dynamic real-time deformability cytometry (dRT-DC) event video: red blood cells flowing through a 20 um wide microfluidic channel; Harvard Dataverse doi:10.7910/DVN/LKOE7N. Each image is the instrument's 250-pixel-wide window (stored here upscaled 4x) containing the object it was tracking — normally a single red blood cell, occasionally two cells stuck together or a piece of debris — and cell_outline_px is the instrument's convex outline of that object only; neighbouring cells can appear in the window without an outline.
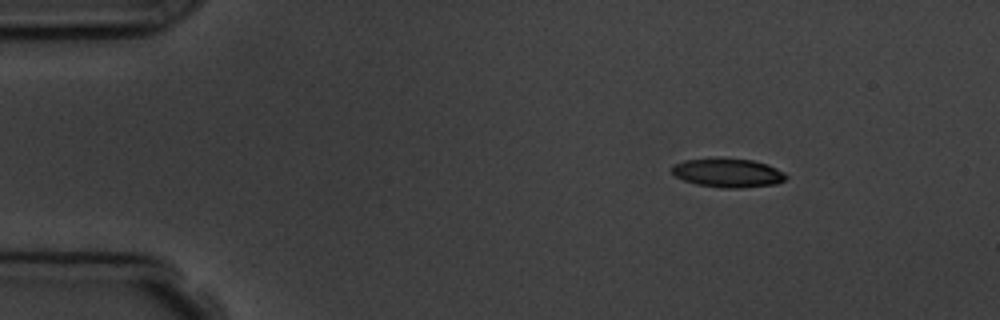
{"species": "common noctule bat (a hibernating species)", "species_latin": "Nyctalus noctula", "temperature_condition": "room temperature", "stored_images_in_passage": 3, "camera_frame_rate_fps": 3000, "um_per_image_px": 0.085, "animal": {"sex": "male", "body_mass_g": 19.5, "forearm_length_mm": 54.6}, "frame": {"image": 1, "passage_image": 1, "time_ms": 0.0, "image_size_px": [1000, 320], "cell_outline_px": [[788, 176], [784, 180], [776, 184], [740, 188], [720, 188], [696, 184], [684, 180], [676, 176], [672, 172], [672, 168], [676, 164], [684, 160], [720, 156], [752, 160], [768, 164], [784, 172]], "centroid_in_image_um": [61.88, 14.67], "position_along_channel_um": 23.1, "area_um2": 19.59}}